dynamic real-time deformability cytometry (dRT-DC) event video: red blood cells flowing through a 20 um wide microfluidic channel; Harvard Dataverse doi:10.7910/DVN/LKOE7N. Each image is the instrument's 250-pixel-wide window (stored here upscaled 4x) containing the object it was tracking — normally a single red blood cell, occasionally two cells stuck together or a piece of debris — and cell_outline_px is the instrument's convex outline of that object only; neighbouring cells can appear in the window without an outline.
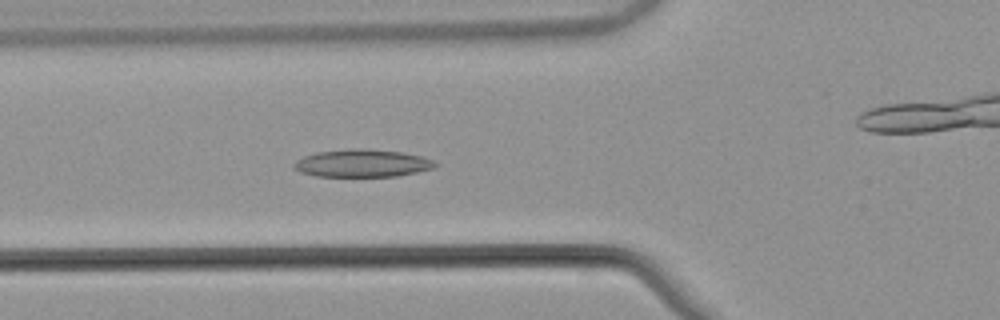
{"species": "common noctule bat (a hibernating species)", "species_latin": "Nyctalus noctula", "temperature_condition": "warm", "stored_images_in_passage": 55, "camera_frame_rate_fps": 3000, "um_per_image_px": 0.085, "animal": {"sex": "male", "body_mass_g": 21.5, "forearm_length_mm": 52.0}, "frame": {"image": 1, "passage_image": 20, "time_ms": 6.333, "image_size_px": [1000, 320], "cell_outline_px": [[440, 164], [436, 168], [396, 176], [316, 176], [300, 172], [292, 168], [292, 164], [296, 160], [304, 156], [316, 152], [348, 148], [352, 148], [400, 152], [424, 156]], "centroid_in_image_um": [30.79, 13.87], "position_along_channel_um": 95.0, "area_um2": 22.83}}
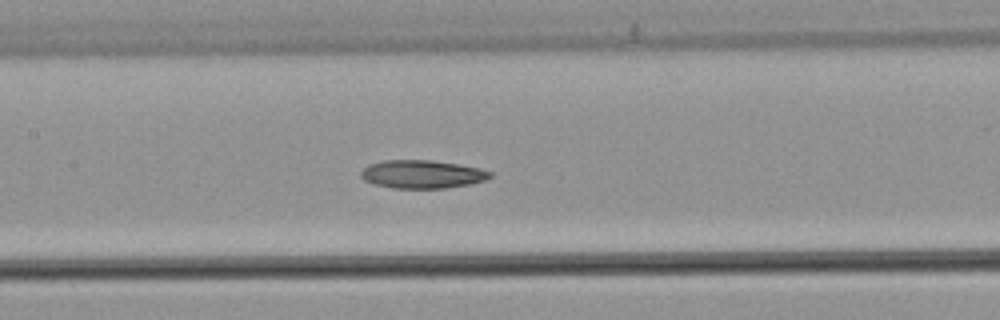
{"frame": {"image": 2, "passage_image": 26, "time_ms": 8.333, "image_size_px": [1000, 320], "cell_outline_px": [[492, 176], [484, 180], [468, 184], [444, 188], [392, 188], [376, 184], [364, 180], [360, 176], [360, 172], [368, 164], [384, 160], [432, 160], [460, 164], [480, 168], [492, 172]], "centroid_in_image_um": [35.87, 14.8], "position_along_channel_um": 171.5, "area_um2": 21.21}}
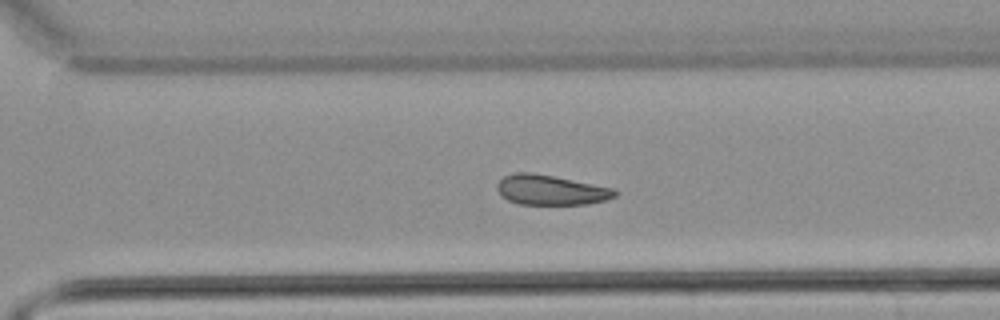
{"frame": {"image": 3, "passage_image": 38, "time_ms": 12.333, "image_size_px": [1000, 320], "cell_outline_px": [[620, 192], [616, 196], [604, 200], [588, 204], [520, 204], [508, 200], [500, 196], [496, 188], [496, 184], [504, 176], [516, 172], [528, 172], [552, 176], [616, 188]], "centroid_in_image_um": [46.83, 16.15], "position_along_channel_um": 323.8, "area_um2": 20.63}}